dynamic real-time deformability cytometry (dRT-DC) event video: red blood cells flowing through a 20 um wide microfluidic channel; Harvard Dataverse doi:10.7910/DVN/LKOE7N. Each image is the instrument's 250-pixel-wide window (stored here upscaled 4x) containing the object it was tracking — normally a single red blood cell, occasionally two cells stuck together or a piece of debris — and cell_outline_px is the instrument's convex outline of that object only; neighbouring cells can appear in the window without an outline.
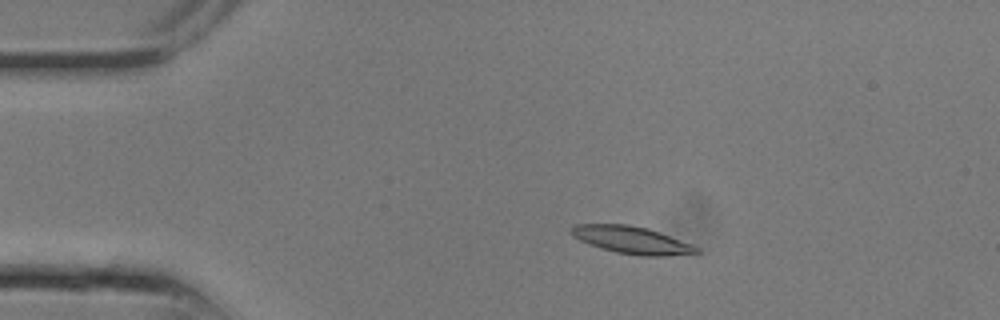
{"species": "common noctule bat (a hibernating species)", "species_latin": "Nyctalus noctula", "temperature_condition": "room temperature", "stored_images_in_passage": 8, "camera_frame_rate_fps": 3000, "um_per_image_px": 0.085, "animal": {"sex": "male", "body_mass_g": 13.3}, "frame": {"image": 1, "passage_image": 4, "time_ms": 1.0, "image_size_px": [1000, 320], "cell_outline_px": [[700, 252], [664, 256], [640, 256], [616, 252], [580, 240], [572, 236], [572, 228], [576, 224], [628, 224], [648, 228], [660, 232], [692, 244], [700, 248]], "centroid_in_image_um": [53.74, 20.4], "position_along_channel_um": 31.3, "area_um2": 19.71}}
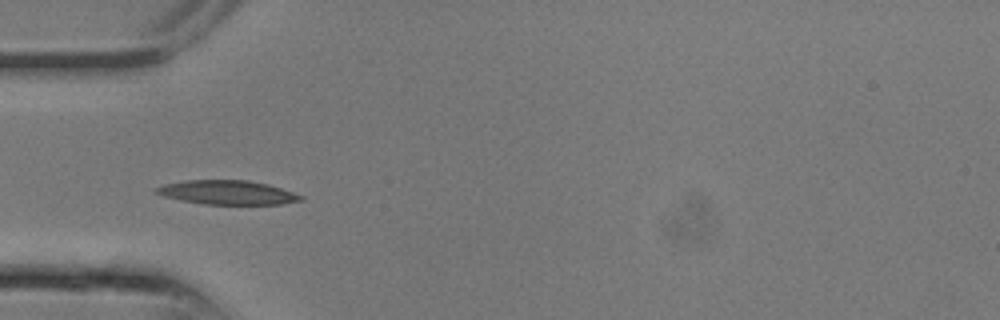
{"frame": {"image": 2, "passage_image": 7, "time_ms": 2.0, "image_size_px": [1000, 320], "cell_outline_px": [[304, 200], [280, 204], [204, 204], [180, 200], [164, 196], [152, 192], [152, 188], [164, 184], [188, 180], [248, 180], [268, 184], [304, 196]], "centroid_in_image_um": [19.28, 16.36], "position_along_channel_um": 65.7, "area_um2": 20.35}}